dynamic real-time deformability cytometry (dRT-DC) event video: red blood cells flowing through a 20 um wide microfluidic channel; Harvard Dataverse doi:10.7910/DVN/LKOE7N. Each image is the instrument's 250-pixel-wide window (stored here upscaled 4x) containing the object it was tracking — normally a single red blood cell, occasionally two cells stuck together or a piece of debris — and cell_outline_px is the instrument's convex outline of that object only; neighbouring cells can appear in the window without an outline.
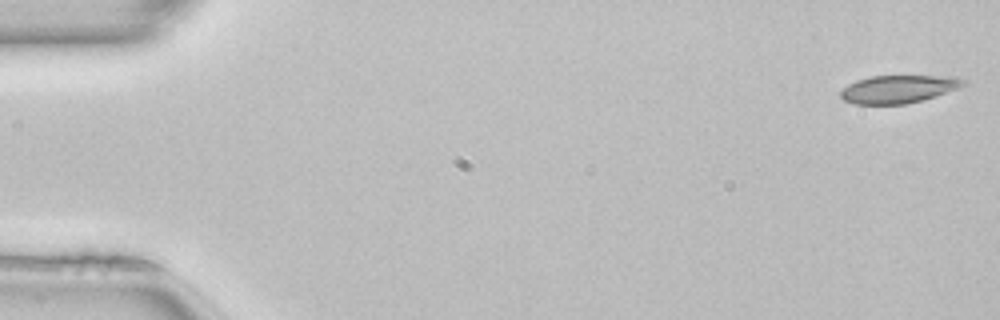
{"species": "common noctule bat (a hibernating species)", "species_latin": "Nyctalus noctula", "temperature_condition": "room temperature", "stored_images_in_passage": 50, "camera_frame_rate_fps": 3000, "um_per_image_px": 0.085, "animal": {"sex": "female", "body_mass_g": 22.7, "forearm_length_mm": 54.2}, "frame": {"image": 1, "passage_image": 1, "time_ms": 0.0, "image_size_px": [1000, 320], "cell_outline_px": [[968, 84], [908, 104], [856, 104], [844, 100], [840, 96], [840, 92], [848, 84], [856, 80], [872, 76], [948, 76], [968, 80]], "centroid_in_image_um": [76.33, 7.56], "position_along_channel_um": 8.7, "area_um2": 19.65}}
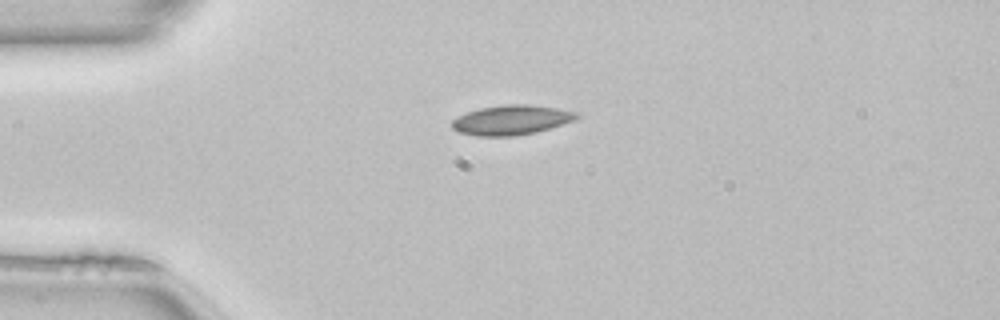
{"frame": {"image": 2, "passage_image": 12, "time_ms": 3.667, "image_size_px": [1000, 320], "cell_outline_px": [[580, 116], [572, 120], [536, 132], [512, 136], [476, 136], [460, 132], [452, 128], [452, 120], [456, 116], [480, 108], [504, 104], [528, 104], [556, 108], [576, 112]], "centroid_in_image_um": [43.41, 10.19], "position_along_channel_um": 41.6, "area_um2": 21.33}}
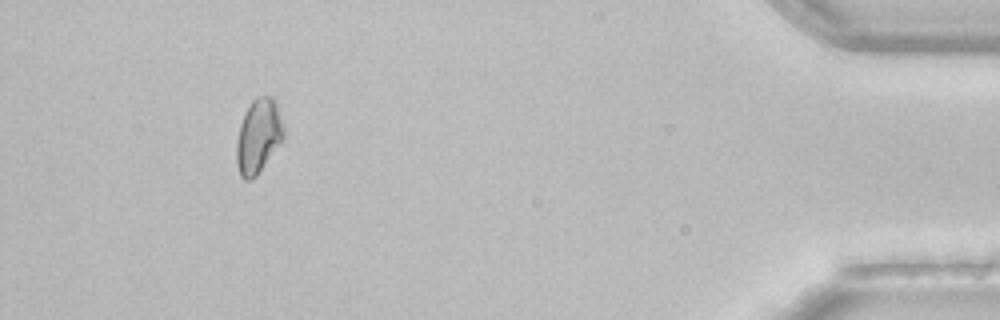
{"frame": {"image": 3, "passage_image": 46, "time_ms": 15.0, "image_size_px": [1000, 320], "cell_outline_px": [[284, 136], [256, 176], [248, 180], [244, 180], [240, 176], [236, 164], [236, 140], [240, 124], [244, 112], [252, 100], [256, 96], [272, 96], [276, 104], [284, 128]], "centroid_in_image_um": [21.92, 11.55], "position_along_channel_um": 413.3, "area_um2": 20.23}, "authors_computed_cell_mechanics": {"area_um2": 20.1433, "velocity_mm_per_s": 4.079, "shape_relaxation_time_tau1_ms": null, "shape_relaxation_time_tau2_ms": 10.4716, "deformation_change_tau1": null, "deformation_change_tau2": 0.1094}}